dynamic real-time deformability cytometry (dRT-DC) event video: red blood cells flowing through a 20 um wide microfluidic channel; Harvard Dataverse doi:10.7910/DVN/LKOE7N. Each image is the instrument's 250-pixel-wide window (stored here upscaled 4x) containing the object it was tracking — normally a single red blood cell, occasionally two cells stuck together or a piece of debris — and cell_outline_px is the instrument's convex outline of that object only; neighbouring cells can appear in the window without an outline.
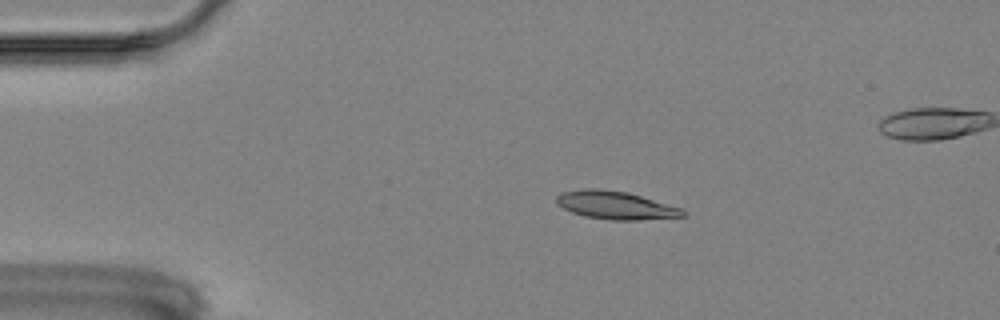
{"species": "Egyptian fruit bat (a non-hibernating species)", "species_latin": "Rousettus aegyptiacus", "temperature_condition": "room temperature", "stored_images_in_passage": 12, "camera_frame_rate_fps": 3000, "um_per_image_px": 0.085, "animal": {"sex": "female"}, "frame": {"image": 1, "passage_image": 3, "time_ms": 0.667, "image_size_px": [1000, 320], "cell_outline_px": [[684, 216], [640, 220], [612, 220], [584, 216], [572, 212], [556, 204], [556, 196], [560, 192], [584, 188], [596, 188], [624, 192], [640, 196], [680, 208], [684, 212]], "centroid_in_image_um": [52.24, 17.44], "position_along_channel_um": 32.8, "area_um2": 20.35}}
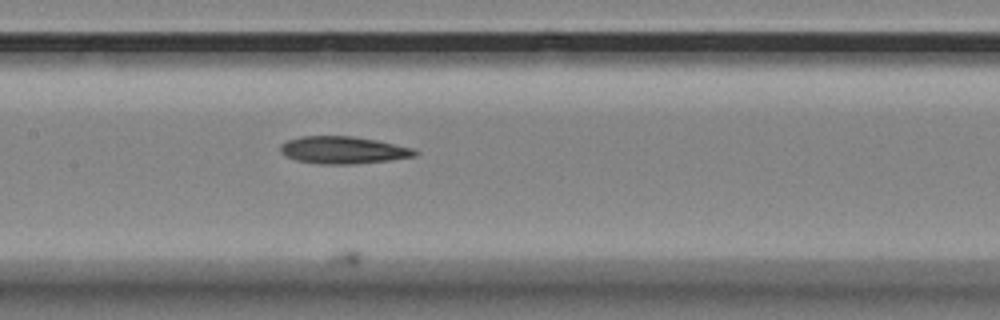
{"frame": {"image": 2, "passage_image": 12, "time_ms": 3.667, "image_size_px": [1000, 320], "cell_outline_px": [[420, 152], [416, 156], [388, 160], [352, 164], [316, 164], [296, 160], [280, 152], [280, 144], [288, 140], [300, 136], [352, 136], [376, 140], [412, 148]], "centroid_in_image_um": [29.15, 12.75], "position_along_channel_um": 178.2, "area_um2": 21.33}}